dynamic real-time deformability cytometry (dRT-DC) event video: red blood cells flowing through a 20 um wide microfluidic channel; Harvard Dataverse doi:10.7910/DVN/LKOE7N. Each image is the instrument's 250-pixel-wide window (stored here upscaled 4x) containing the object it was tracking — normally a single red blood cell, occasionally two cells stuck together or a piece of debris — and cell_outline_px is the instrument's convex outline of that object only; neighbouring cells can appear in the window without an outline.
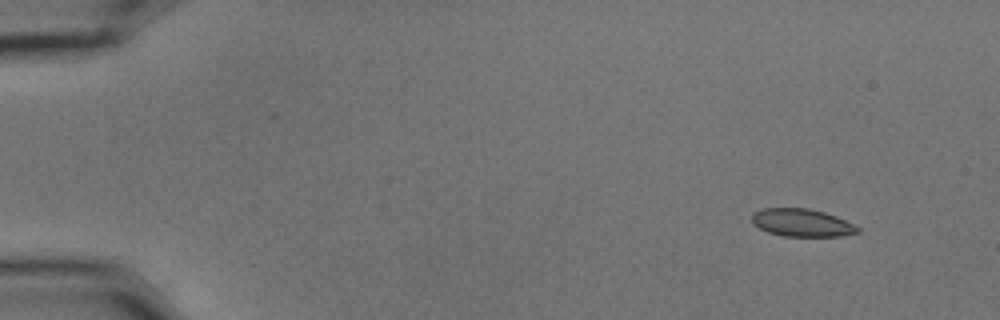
{"species": "common noctule bat (a hibernating species)", "species_latin": "Nyctalus noctula", "temperature_condition": "cold", "stored_images_in_passage": 6, "camera_frame_rate_fps": 3000, "um_per_image_px": 0.085, "animal": {"sex": "male", "body_mass_g": 15.6}, "frame": {"image": 1, "passage_image": 1, "time_ms": 0.0, "image_size_px": [1000, 320], "cell_outline_px": [[860, 232], [840, 236], [784, 236], [768, 232], [752, 224], [752, 212], [764, 208], [808, 208], [824, 212], [836, 216], [860, 228]], "centroid_in_image_um": [68.13, 18.93], "position_along_channel_um": 16.9, "area_um2": 17.05}}
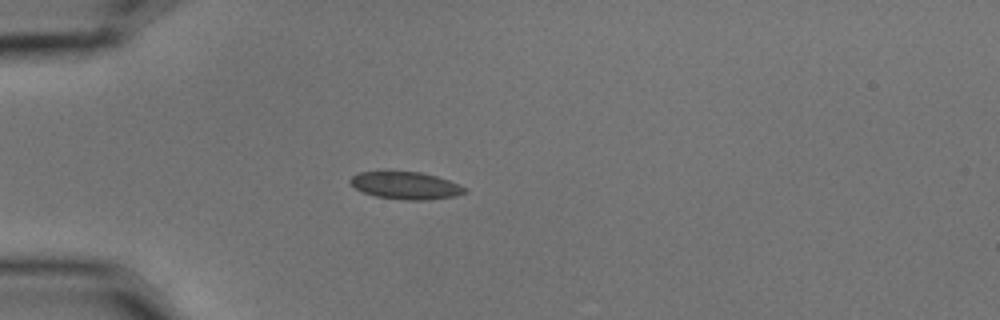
{"frame": {"image": 2, "passage_image": 4, "time_ms": 1.0, "image_size_px": [1000, 320], "cell_outline_px": [[468, 192], [456, 196], [428, 200], [404, 200], [376, 196], [364, 192], [356, 188], [348, 180], [352, 176], [360, 172], [384, 168], [388, 168], [420, 172], [436, 176], [448, 180], [464, 188]], "centroid_in_image_um": [34.42, 15.72], "position_along_channel_um": 50.6, "area_um2": 18.9}}
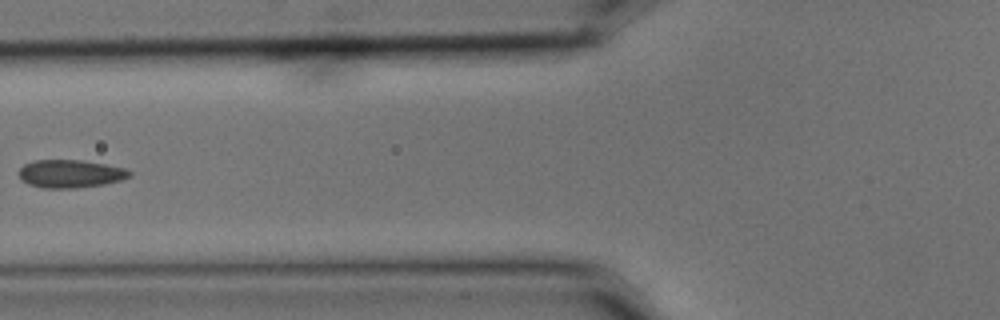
{"frame": {"image": 3, "passage_image": 6, "time_ms": 1.667, "image_size_px": [1000, 320], "cell_outline_px": [[132, 176], [120, 180], [104, 184], [76, 188], [44, 188], [28, 184], [20, 180], [16, 172], [24, 164], [36, 160], [80, 160], [104, 164], [124, 168], [132, 172]], "centroid_in_image_um": [5.94, 14.77], "position_along_channel_um": 119.9, "area_um2": 18.15}}